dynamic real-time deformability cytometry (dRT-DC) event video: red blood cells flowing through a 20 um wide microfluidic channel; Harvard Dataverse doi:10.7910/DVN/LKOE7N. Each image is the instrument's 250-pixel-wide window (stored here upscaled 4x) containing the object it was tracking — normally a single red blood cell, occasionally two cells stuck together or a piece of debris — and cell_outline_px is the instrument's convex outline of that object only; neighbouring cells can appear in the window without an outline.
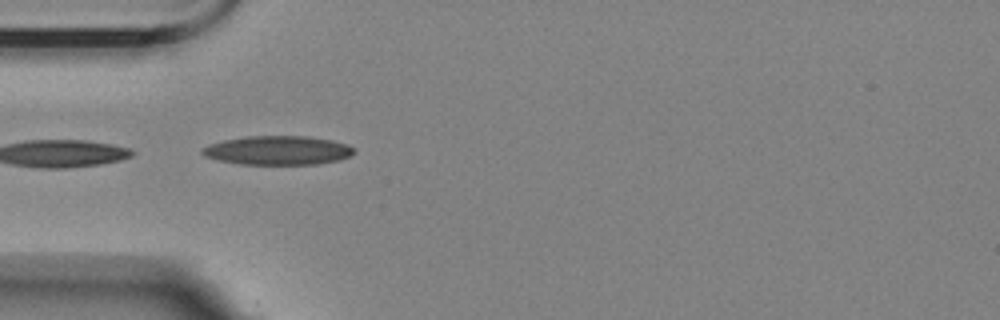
{"species": "Egyptian fruit bat (a non-hibernating species)", "species_latin": "Rousettus aegyptiacus", "temperature_condition": "room temperature", "stored_images_in_passage": 7, "camera_frame_rate_fps": 3000, "um_per_image_px": 0.085, "animal": {"sex": "female"}, "frame": {"image": 1, "passage_image": 4, "time_ms": 5.0, "image_size_px": [1000, 320], "cell_outline_px": [[356, 152], [340, 160], [316, 164], [240, 164], [220, 160], [204, 156], [200, 152], [200, 148], [208, 144], [224, 140], [248, 136], [308, 136], [332, 140], [348, 144], [356, 148]], "centroid_in_image_um": [23.63, 12.77], "position_along_channel_um": 61.4, "area_um2": 25.78}}
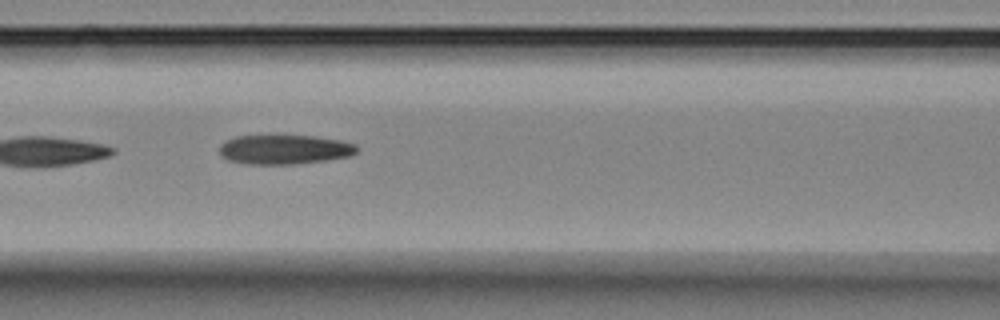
{"frame": {"image": 2, "passage_image": 6, "time_ms": 7.333, "image_size_px": [1000, 320], "cell_outline_px": [[360, 148], [356, 152], [348, 156], [324, 160], [292, 164], [248, 164], [228, 160], [220, 152], [220, 144], [224, 140], [236, 136], [312, 136], [340, 140], [356, 144]], "centroid_in_image_um": [24.17, 12.7], "position_along_channel_um": 142.4, "area_um2": 23.35}}